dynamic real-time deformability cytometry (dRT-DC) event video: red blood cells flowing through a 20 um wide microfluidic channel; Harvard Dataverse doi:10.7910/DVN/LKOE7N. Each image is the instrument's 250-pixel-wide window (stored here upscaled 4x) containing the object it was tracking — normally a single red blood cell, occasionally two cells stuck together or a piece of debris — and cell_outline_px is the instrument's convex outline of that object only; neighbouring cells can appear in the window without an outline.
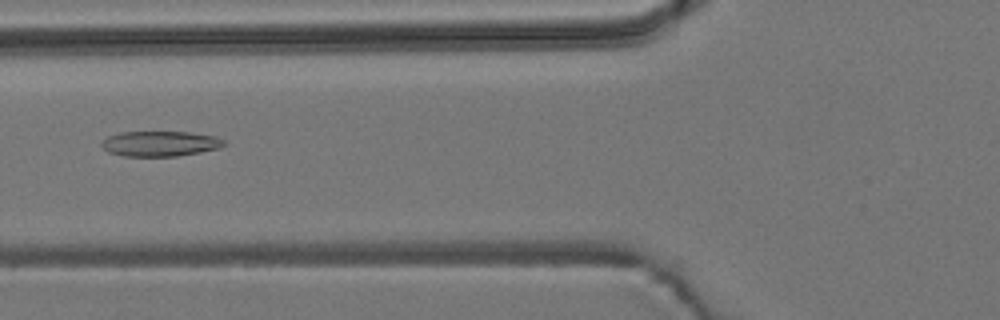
{"species": "common noctule bat (a hibernating species)", "species_latin": "Nyctalus noctula", "temperature_condition": "room temperature", "stored_images_in_passage": 46, "camera_frame_rate_fps": 3000, "um_per_image_px": 0.085, "animal": {"sex": "male", "body_mass_g": 19.2, "forearm_length_mm": 51.8}, "frame": {"image": 1, "passage_image": 13, "time_ms": 4.0, "image_size_px": [1000, 320], "cell_outline_px": [[228, 144], [220, 148], [200, 152], [176, 156], [124, 156], [108, 152], [100, 144], [108, 136], [120, 132], [188, 132], [216, 136], [224, 140]], "centroid_in_image_um": [13.64, 12.21], "position_along_channel_um": 112.2, "area_um2": 18.03}}
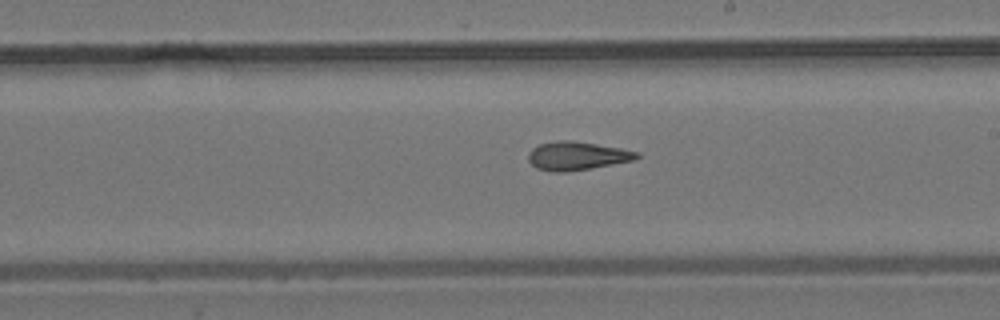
{"frame": {"image": 2, "passage_image": 23, "time_ms": 7.333, "image_size_px": [1000, 320], "cell_outline_px": [[640, 156], [632, 160], [612, 164], [564, 172], [552, 172], [536, 168], [528, 160], [528, 152], [532, 148], [540, 144], [556, 140], [572, 140], [620, 148], [640, 152]], "centroid_in_image_um": [49.0, 13.24], "position_along_channel_um": 240.0, "area_um2": 17.86}}
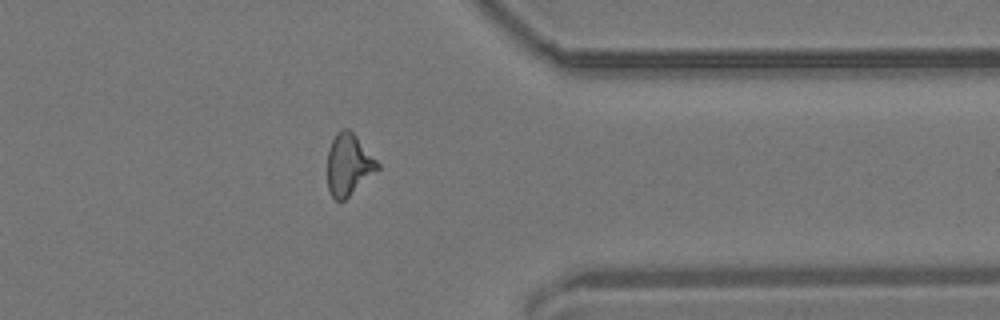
{"frame": {"image": 3, "passage_image": 35, "time_ms": 11.333, "image_size_px": [1000, 320], "cell_outline_px": [[380, 168], [344, 200], [336, 200], [332, 196], [328, 188], [328, 148], [336, 132], [344, 128], [348, 128], [356, 136], [380, 164]], "centroid_in_image_um": [29.63, 13.97], "position_along_channel_um": 381.8, "area_um2": 17.74}, "authors_computed_cell_mechanics": {"area_um2": 18.0047, "velocity_mm_per_s": 3.8292, "shape_relaxation_time_tau1_ms": null, "shape_relaxation_time_tau2_ms": 3.6682, "deformation_change_tau1": null, "deformation_change_tau2": 0.1383}}